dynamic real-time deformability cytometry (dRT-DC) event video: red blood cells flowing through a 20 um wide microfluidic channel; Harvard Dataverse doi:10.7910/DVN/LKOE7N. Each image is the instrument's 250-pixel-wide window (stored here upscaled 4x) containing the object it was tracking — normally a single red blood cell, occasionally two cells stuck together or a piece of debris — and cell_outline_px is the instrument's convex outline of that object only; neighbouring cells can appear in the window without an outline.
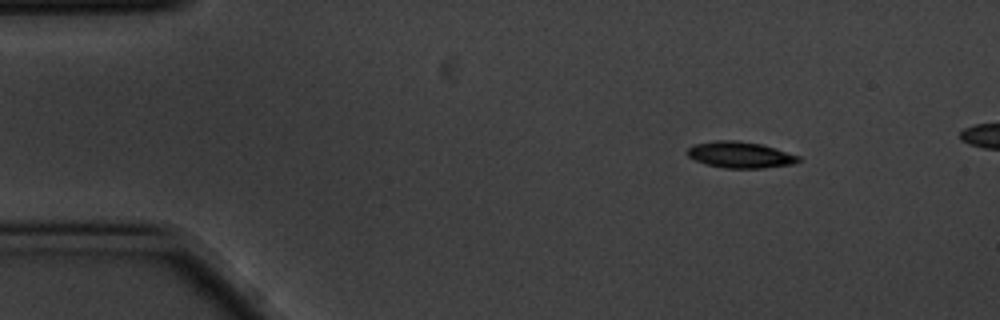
{"species": "common noctule bat (a hibernating species)", "species_latin": "Nyctalus noctula", "temperature_condition": "cold", "stored_images_in_passage": 4, "camera_frame_rate_fps": 3000, "um_per_image_px": 0.085, "animal": {"sex": "male", "body_mass_g": 20.1, "forearm_length_mm": 53.5}, "frame": {"image": 1, "passage_image": 1, "time_ms": 0.0, "image_size_px": [1000, 320], "cell_outline_px": [[800, 160], [792, 164], [764, 168], [724, 168], [704, 164], [688, 156], [684, 152], [688, 148], [696, 144], [716, 140], [732, 140], [760, 144], [776, 148], [800, 156]], "centroid_in_image_um": [62.89, 13.16], "position_along_channel_um": 22.1, "area_um2": 16.99}}